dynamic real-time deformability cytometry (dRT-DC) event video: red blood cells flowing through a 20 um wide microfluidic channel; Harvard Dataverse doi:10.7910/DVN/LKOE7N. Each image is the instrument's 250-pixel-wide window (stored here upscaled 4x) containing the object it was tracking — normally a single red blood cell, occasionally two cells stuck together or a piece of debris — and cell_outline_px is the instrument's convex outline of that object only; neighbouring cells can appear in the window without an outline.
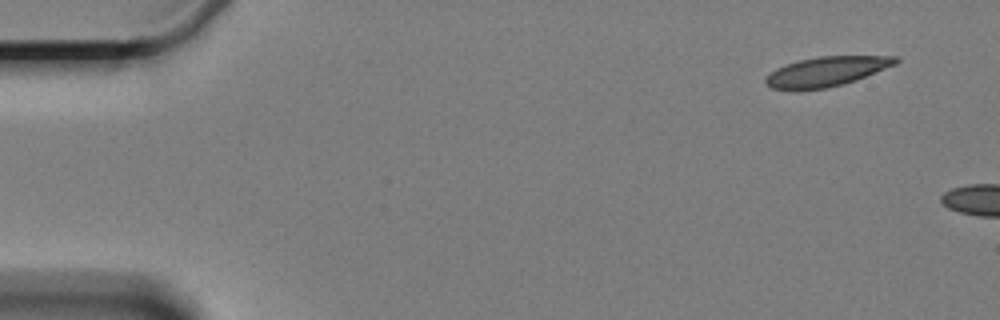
{"species": "Egyptian fruit bat (a non-hibernating species)", "species_latin": "Rousettus aegyptiacus", "temperature_condition": "cold", "stored_images_in_passage": 2, "camera_frame_rate_fps": 3000, "um_per_image_px": 0.085, "animal": {"sex": "female"}, "frame": {"image": 1, "passage_image": 1, "time_ms": 0.0, "image_size_px": [1000, 320], "cell_outline_px": [[900, 60], [896, 64], [856, 80], [824, 88], [772, 88], [764, 80], [776, 68], [800, 60], [820, 56], [900, 56]], "centroid_in_image_um": [70.34, 6.04], "position_along_channel_um": 14.7, "area_um2": 21.68}}